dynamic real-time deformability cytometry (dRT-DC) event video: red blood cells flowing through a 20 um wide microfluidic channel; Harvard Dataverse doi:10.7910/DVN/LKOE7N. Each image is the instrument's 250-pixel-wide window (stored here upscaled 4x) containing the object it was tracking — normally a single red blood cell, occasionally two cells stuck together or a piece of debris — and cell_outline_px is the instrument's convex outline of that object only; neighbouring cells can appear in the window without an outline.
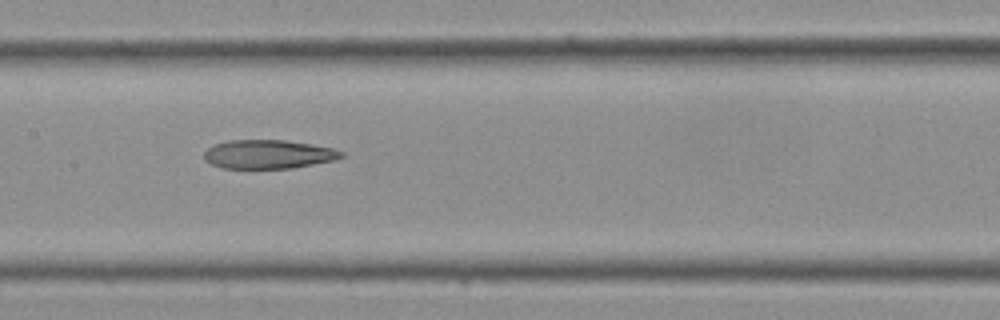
{"species": "Egyptian fruit bat (a non-hibernating species)", "species_latin": "Rousettus aegyptiacus", "temperature_condition": "cold", "stored_images_in_passage": 20, "camera_frame_rate_fps": 3000, "um_per_image_px": 0.085, "frame": {"image": 1, "passage_image": 18, "time_ms": 5.667, "image_size_px": [1000, 320], "cell_outline_px": [[344, 156], [336, 160], [292, 168], [220, 168], [204, 160], [204, 152], [208, 148], [216, 144], [228, 140], [284, 140], [312, 144], [332, 148], [344, 152]], "centroid_in_image_um": [22.82, 13.11], "position_along_channel_um": 184.6, "area_um2": 23.06}}